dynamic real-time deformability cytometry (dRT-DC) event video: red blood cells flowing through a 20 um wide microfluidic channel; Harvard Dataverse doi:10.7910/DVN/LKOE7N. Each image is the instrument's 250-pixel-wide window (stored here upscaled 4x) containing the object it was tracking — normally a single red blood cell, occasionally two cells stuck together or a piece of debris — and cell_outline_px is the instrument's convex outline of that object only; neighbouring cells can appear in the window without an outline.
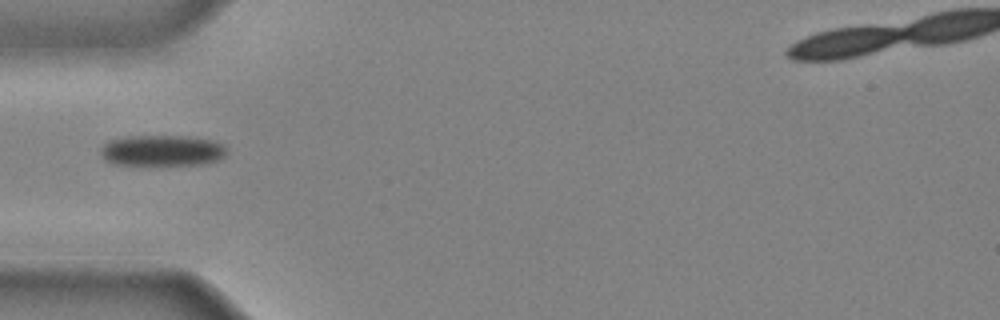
{"species": "common noctule bat (a hibernating species)", "species_latin": "Nyctalus noctula", "temperature_condition": "cold", "stored_images_in_passage": 28, "camera_frame_rate_fps": 3000, "um_per_image_px": 0.085, "animal": {"sex": "male", "body_mass_g": 20.4}, "frame": {"image": 1, "passage_image": 1, "time_ms": 0.0, "image_size_px": [1000, 320], "cell_outline_px": [[228, 152], [220, 160], [200, 164], [116, 164], [104, 160], [100, 152], [100, 148], [104, 144], [112, 140], [128, 136], [184, 136], [212, 140], [224, 144], [228, 148]], "centroid_in_image_um": [13.82, 12.79], "position_along_channel_um": 71.2, "area_um2": 22.66}}
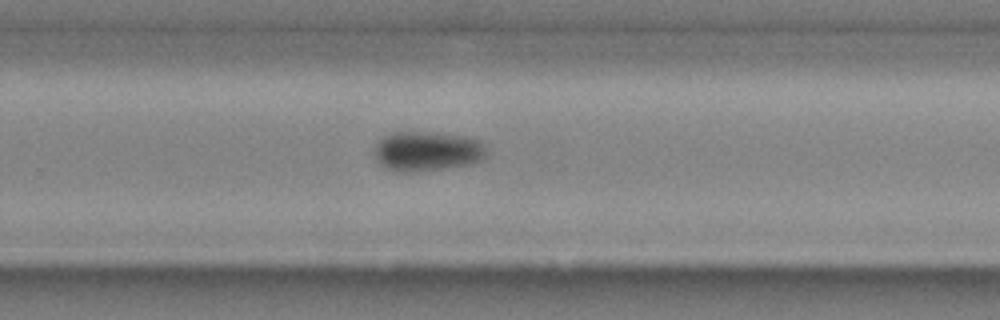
{"frame": {"image": 2, "passage_image": 16, "time_ms": 5.0, "image_size_px": [1000, 320], "cell_outline_px": [[484, 160], [472, 164], [408, 172], [400, 172], [388, 168], [380, 164], [376, 156], [376, 144], [384, 136], [392, 132], [436, 132], [464, 136], [480, 140], [484, 144]], "centroid_in_image_um": [36.33, 12.83], "position_along_channel_um": 293.5, "area_um2": 25.66}}
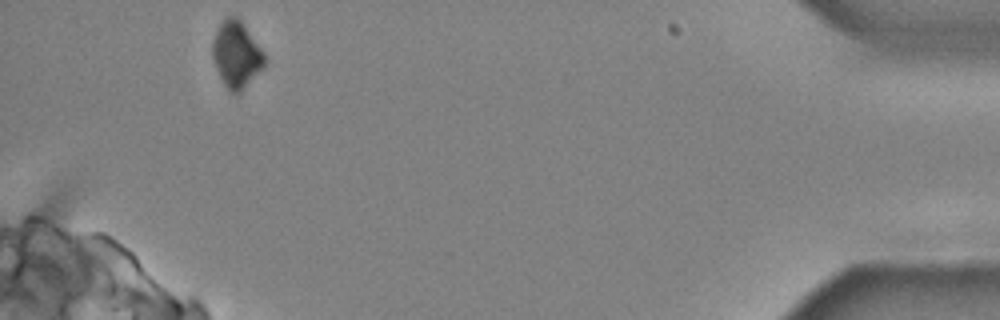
{"frame": {"image": 3, "passage_image": 28, "time_ms": 9.0, "image_size_px": [1000, 320], "cell_outline_px": [[264, 68], [240, 92], [228, 92], [216, 68], [212, 56], [212, 44], [216, 32], [220, 24], [228, 16], [236, 16], [244, 24], [264, 52]], "centroid_in_image_um": [20.1, 4.64], "position_along_channel_um": 415.1, "area_um2": 19.94}}